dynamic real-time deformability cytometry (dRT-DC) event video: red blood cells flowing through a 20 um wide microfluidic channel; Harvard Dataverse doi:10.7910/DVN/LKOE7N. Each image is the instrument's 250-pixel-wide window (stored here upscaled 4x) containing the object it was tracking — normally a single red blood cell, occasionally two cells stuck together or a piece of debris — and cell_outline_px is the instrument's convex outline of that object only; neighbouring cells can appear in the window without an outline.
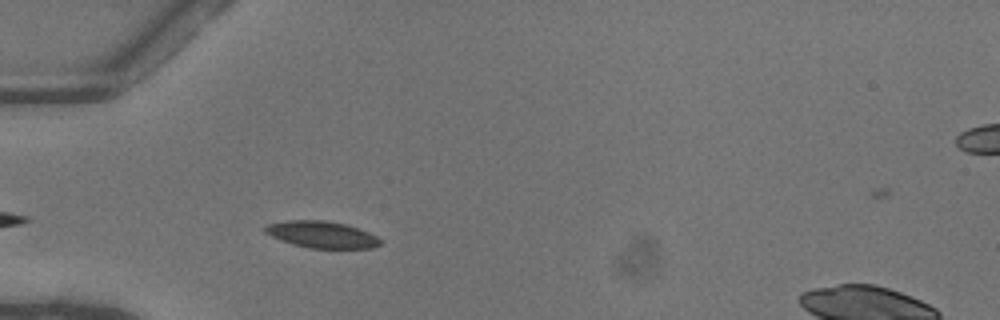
{"species": "common noctule bat (a hibernating species)", "species_latin": "Nyctalus noctula", "temperature_condition": "warm", "stored_images_in_passage": 33, "camera_frame_rate_fps": 3000, "um_per_image_px": 0.085, "animal": {"sex": "female"}, "frame": {"image": 1, "passage_image": 3, "time_ms": 0.667, "image_size_px": [1000, 320], "cell_outline_px": [[380, 244], [372, 248], [308, 248], [292, 244], [280, 240], [264, 232], [264, 228], [268, 224], [284, 220], [324, 220], [344, 224], [368, 232], [376, 236], [380, 240]], "centroid_in_image_um": [27.3, 19.93], "position_along_channel_um": 57.7, "area_um2": 17.8}}
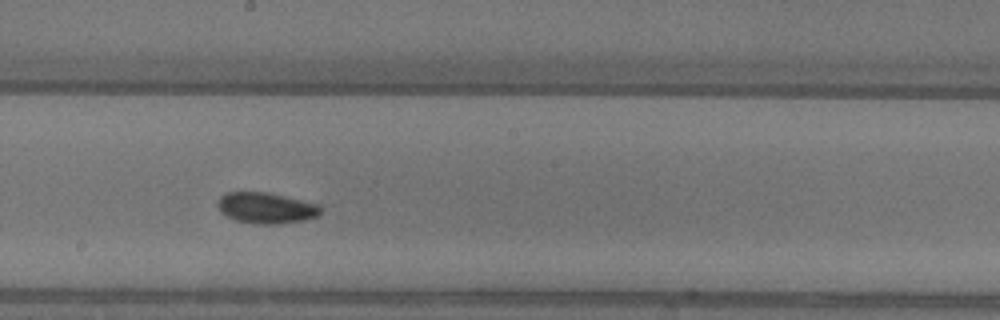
{"frame": {"image": 2, "passage_image": 16, "time_ms": 5.0, "image_size_px": [1000, 320], "cell_outline_px": [[324, 208], [316, 216], [304, 220], [280, 224], [256, 224], [236, 220], [224, 216], [220, 212], [216, 204], [216, 200], [220, 196], [228, 192], [268, 192], [320, 204]], "centroid_in_image_um": [22.6, 17.67], "position_along_channel_um": 225.6, "area_um2": 18.9}}
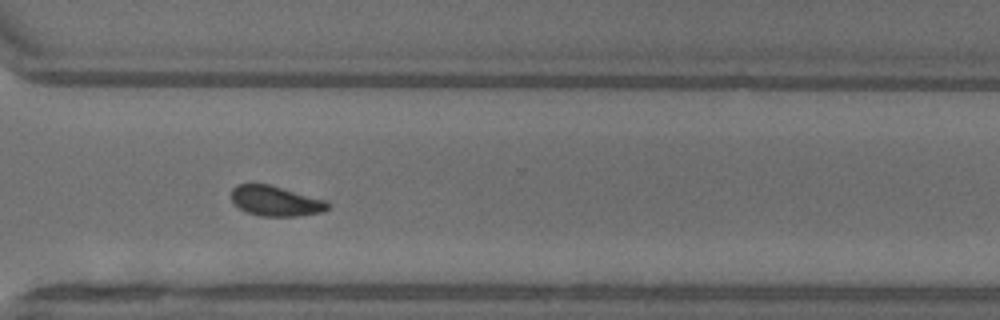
{"frame": {"image": 3, "passage_image": 25, "time_ms": 8.0, "image_size_px": [1000, 320], "cell_outline_px": [[332, 204], [324, 212], [300, 216], [260, 216], [248, 212], [240, 208], [232, 200], [232, 188], [236, 184], [268, 184], [328, 200]], "centroid_in_image_um": [23.5, 17.09], "position_along_channel_um": 347.1, "area_um2": 17.05}, "authors_computed_cell_mechanics": {"area_um2": 17.8024, "velocity_mm_per_s": 4.0655, "shape_relaxation_time_tau1_ms": 3.503, "shape_relaxation_time_tau2_ms": 3.7023, "deformation_change_tau1": 0.1059, "deformation_change_tau2": 0.0974}}